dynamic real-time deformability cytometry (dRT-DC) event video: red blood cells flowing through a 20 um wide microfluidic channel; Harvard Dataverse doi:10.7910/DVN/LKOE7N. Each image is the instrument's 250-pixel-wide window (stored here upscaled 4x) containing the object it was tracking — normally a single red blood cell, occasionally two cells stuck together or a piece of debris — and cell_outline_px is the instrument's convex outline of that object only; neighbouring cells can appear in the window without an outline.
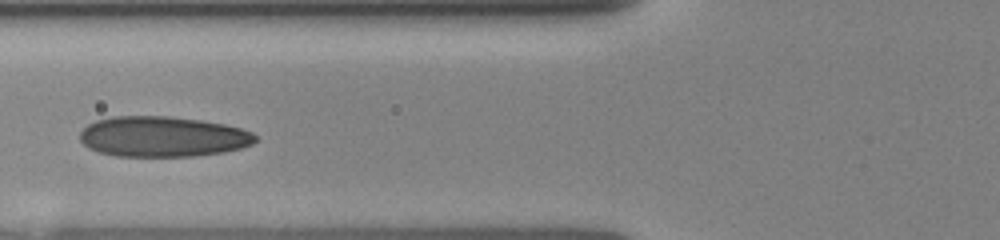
{"species": "human", "species_latin": "Homo sapiens", "temperature_condition": "room temperature", "stored_images_in_passage": 18, "camera_frame_rate_fps": 3000, "um_per_image_px": 0.085, "donor": {"sex": "female"}, "frame": {"image": 1, "passage_image": 6, "time_ms": 4.0, "image_size_px": [1000, 240], "cell_outline_px": [[256, 140], [252, 144], [240, 148], [224, 152], [192, 156], [116, 156], [100, 152], [88, 148], [80, 140], [80, 132], [88, 124], [96, 120], [112, 116], [168, 116], [200, 120], [224, 124], [240, 128], [252, 132], [256, 136]], "centroid_in_image_um": [13.81, 11.61], "position_along_channel_um": 112.0, "area_um2": 41.33}}
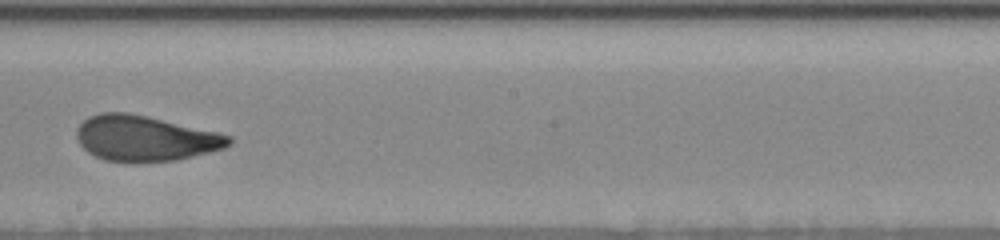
{"frame": {"image": 2, "passage_image": 10, "time_ms": 7.0, "image_size_px": [1000, 240], "cell_outline_px": [[232, 144], [224, 148], [176, 160], [132, 164], [104, 160], [88, 152], [76, 140], [76, 128], [88, 116], [100, 112], [128, 112], [148, 116], [220, 132], [232, 136]], "centroid_in_image_um": [12.32, 11.76], "position_along_channel_um": 235.9, "area_um2": 41.1}}
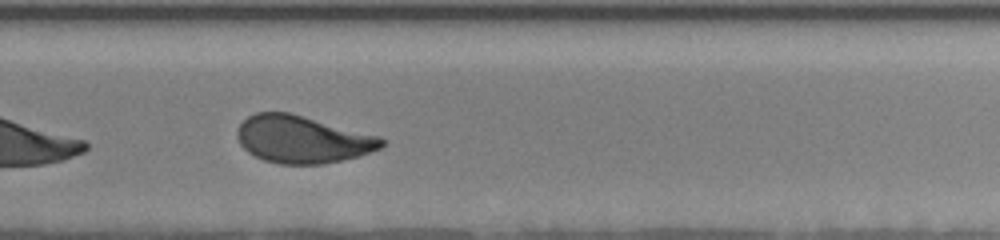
{"frame": {"image": 3, "passage_image": 15, "time_ms": 8.667, "image_size_px": [1000, 240], "cell_outline_px": [[388, 140], [380, 148], [360, 156], [320, 164], [280, 164], [264, 160], [248, 152], [240, 144], [236, 136], [236, 132], [240, 124], [248, 116], [256, 112], [288, 112], [304, 116], [380, 136]], "centroid_in_image_um": [25.71, 11.84], "position_along_channel_um": 304.1, "area_um2": 39.82}}